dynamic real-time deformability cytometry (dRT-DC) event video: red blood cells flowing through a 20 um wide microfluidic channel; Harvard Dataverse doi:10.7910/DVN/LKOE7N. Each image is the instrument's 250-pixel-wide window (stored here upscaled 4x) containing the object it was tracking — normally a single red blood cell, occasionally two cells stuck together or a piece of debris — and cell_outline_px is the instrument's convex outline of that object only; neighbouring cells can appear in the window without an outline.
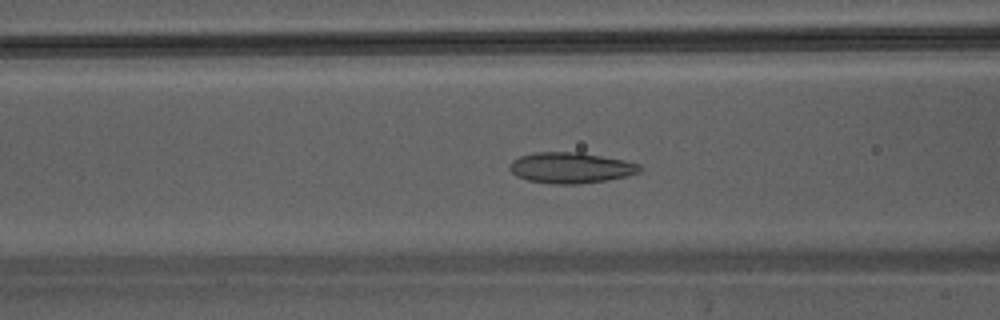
{"species": "Egyptian fruit bat (a non-hibernating species)", "species_latin": "Rousettus aegyptiacus", "temperature_condition": "warm", "stored_images_in_passage": 45, "camera_frame_rate_fps": 3000, "um_per_image_px": 0.085, "animal": {"sex": "male"}, "frame": {"image": 1, "passage_image": 18, "time_ms": 5.667, "image_size_px": [1000, 320], "cell_outline_px": [[640, 172], [628, 176], [608, 180], [576, 184], [552, 184], [528, 180], [516, 176], [508, 168], [508, 164], [512, 160], [520, 156], [536, 152], [580, 152], [624, 160], [640, 164]], "centroid_in_image_um": [48.5, 14.26], "position_along_channel_um": 118.1, "area_um2": 23.47}}
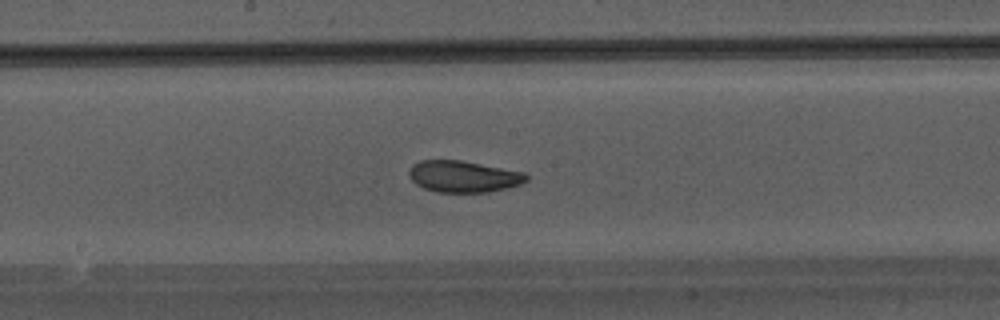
{"frame": {"image": 2, "passage_image": 24, "time_ms": 7.667, "image_size_px": [1000, 320], "cell_outline_px": [[528, 180], [520, 184], [508, 188], [488, 192], [436, 192], [424, 188], [416, 184], [408, 176], [408, 172], [412, 164], [420, 160], [460, 160], [524, 172], [528, 176]], "centroid_in_image_um": [39.37, 15.0], "position_along_channel_um": 208.8, "area_um2": 21.62}}
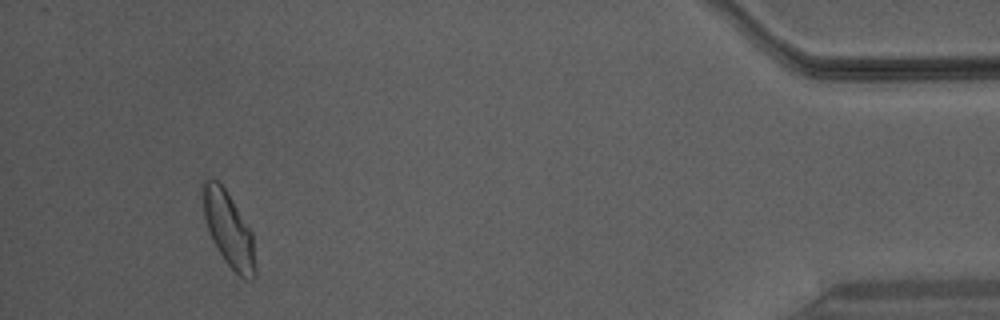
{"frame": {"image": 3, "passage_image": 42, "time_ms": 13.667, "image_size_px": [1000, 320], "cell_outline_px": [[256, 276], [252, 280], [244, 280], [224, 260], [212, 240], [204, 216], [200, 184], [204, 180], [216, 180], [224, 188], [252, 232], [256, 268]], "centroid_in_image_um": [19.43, 19.52], "position_along_channel_um": 415.8, "area_um2": 22.66}}